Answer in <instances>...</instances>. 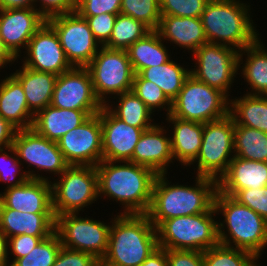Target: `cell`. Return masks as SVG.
I'll list each match as a JSON object with an SVG mask.
<instances>
[{
  "label": "cell",
  "instance_id": "6da1fadb",
  "mask_svg": "<svg viewBox=\"0 0 267 266\" xmlns=\"http://www.w3.org/2000/svg\"><path fill=\"white\" fill-rule=\"evenodd\" d=\"M95 168L98 174V196L119 201L124 208L120 214L147 213L157 177L153 170L129 161L106 160H102Z\"/></svg>",
  "mask_w": 267,
  "mask_h": 266
},
{
  "label": "cell",
  "instance_id": "7a4b0ae2",
  "mask_svg": "<svg viewBox=\"0 0 267 266\" xmlns=\"http://www.w3.org/2000/svg\"><path fill=\"white\" fill-rule=\"evenodd\" d=\"M166 174H158L152 189V199L146 215L155 226L179 216L207 212L214 205L217 180L196 175L195 186L173 185Z\"/></svg>",
  "mask_w": 267,
  "mask_h": 266
},
{
  "label": "cell",
  "instance_id": "3957f363",
  "mask_svg": "<svg viewBox=\"0 0 267 266\" xmlns=\"http://www.w3.org/2000/svg\"><path fill=\"white\" fill-rule=\"evenodd\" d=\"M118 214L100 266H140L159 248L156 228L146 214Z\"/></svg>",
  "mask_w": 267,
  "mask_h": 266
},
{
  "label": "cell",
  "instance_id": "277c9868",
  "mask_svg": "<svg viewBox=\"0 0 267 266\" xmlns=\"http://www.w3.org/2000/svg\"><path fill=\"white\" fill-rule=\"evenodd\" d=\"M214 208L216 215L222 213L224 218L223 223H217L219 244L250 252L259 259L267 247V221L232 196L218 190Z\"/></svg>",
  "mask_w": 267,
  "mask_h": 266
},
{
  "label": "cell",
  "instance_id": "5b68a950",
  "mask_svg": "<svg viewBox=\"0 0 267 266\" xmlns=\"http://www.w3.org/2000/svg\"><path fill=\"white\" fill-rule=\"evenodd\" d=\"M249 7L240 0H209L200 16L208 43L237 51L254 43L259 34Z\"/></svg>",
  "mask_w": 267,
  "mask_h": 266
},
{
  "label": "cell",
  "instance_id": "8992f818",
  "mask_svg": "<svg viewBox=\"0 0 267 266\" xmlns=\"http://www.w3.org/2000/svg\"><path fill=\"white\" fill-rule=\"evenodd\" d=\"M214 205L204 213L163 220L157 227L159 248L204 252L219 244ZM214 217V218H213Z\"/></svg>",
  "mask_w": 267,
  "mask_h": 266
},
{
  "label": "cell",
  "instance_id": "52a82bcc",
  "mask_svg": "<svg viewBox=\"0 0 267 266\" xmlns=\"http://www.w3.org/2000/svg\"><path fill=\"white\" fill-rule=\"evenodd\" d=\"M229 99L220 90L190 74L172 101L170 114L182 120L204 124L229 114Z\"/></svg>",
  "mask_w": 267,
  "mask_h": 266
},
{
  "label": "cell",
  "instance_id": "ba28073f",
  "mask_svg": "<svg viewBox=\"0 0 267 266\" xmlns=\"http://www.w3.org/2000/svg\"><path fill=\"white\" fill-rule=\"evenodd\" d=\"M58 177V181L51 182L52 206L56 217L83 212L84 207L87 208L99 197L95 166L69 165Z\"/></svg>",
  "mask_w": 267,
  "mask_h": 266
},
{
  "label": "cell",
  "instance_id": "9c48e42d",
  "mask_svg": "<svg viewBox=\"0 0 267 266\" xmlns=\"http://www.w3.org/2000/svg\"><path fill=\"white\" fill-rule=\"evenodd\" d=\"M233 140L234 120L230 114L204 123L201 148L197 158L191 163L197 162V175L218 181L235 155Z\"/></svg>",
  "mask_w": 267,
  "mask_h": 266
},
{
  "label": "cell",
  "instance_id": "30bf717a",
  "mask_svg": "<svg viewBox=\"0 0 267 266\" xmlns=\"http://www.w3.org/2000/svg\"><path fill=\"white\" fill-rule=\"evenodd\" d=\"M92 78L97 98L103 105L110 103L108 95L132 91L134 71L127 50L100 46L92 61L86 66Z\"/></svg>",
  "mask_w": 267,
  "mask_h": 266
},
{
  "label": "cell",
  "instance_id": "8fae6325",
  "mask_svg": "<svg viewBox=\"0 0 267 266\" xmlns=\"http://www.w3.org/2000/svg\"><path fill=\"white\" fill-rule=\"evenodd\" d=\"M78 214L65 213L56 217L55 231L62 247L90 253L101 261L108 249L111 225L89 217H78Z\"/></svg>",
  "mask_w": 267,
  "mask_h": 266
},
{
  "label": "cell",
  "instance_id": "7c38bea8",
  "mask_svg": "<svg viewBox=\"0 0 267 266\" xmlns=\"http://www.w3.org/2000/svg\"><path fill=\"white\" fill-rule=\"evenodd\" d=\"M238 55L236 49L222 45L206 43L194 53V69L190 74L224 93L228 98L234 78L238 74ZM196 68V69H195Z\"/></svg>",
  "mask_w": 267,
  "mask_h": 266
},
{
  "label": "cell",
  "instance_id": "4fadbf2b",
  "mask_svg": "<svg viewBox=\"0 0 267 266\" xmlns=\"http://www.w3.org/2000/svg\"><path fill=\"white\" fill-rule=\"evenodd\" d=\"M46 22L55 30L67 60L73 67H86L99 50L87 20L76 11L52 16Z\"/></svg>",
  "mask_w": 267,
  "mask_h": 266
},
{
  "label": "cell",
  "instance_id": "5bb4252c",
  "mask_svg": "<svg viewBox=\"0 0 267 266\" xmlns=\"http://www.w3.org/2000/svg\"><path fill=\"white\" fill-rule=\"evenodd\" d=\"M57 143L69 165L97 166L103 157L100 112L67 132Z\"/></svg>",
  "mask_w": 267,
  "mask_h": 266
},
{
  "label": "cell",
  "instance_id": "9a60e30c",
  "mask_svg": "<svg viewBox=\"0 0 267 266\" xmlns=\"http://www.w3.org/2000/svg\"><path fill=\"white\" fill-rule=\"evenodd\" d=\"M55 108L99 113L103 104L97 98L86 67H73L57 76L51 103Z\"/></svg>",
  "mask_w": 267,
  "mask_h": 266
},
{
  "label": "cell",
  "instance_id": "2e32d148",
  "mask_svg": "<svg viewBox=\"0 0 267 266\" xmlns=\"http://www.w3.org/2000/svg\"><path fill=\"white\" fill-rule=\"evenodd\" d=\"M12 146L21 163L35 166L37 170L61 175L69 166L58 143L38 134L33 128L17 130Z\"/></svg>",
  "mask_w": 267,
  "mask_h": 266
},
{
  "label": "cell",
  "instance_id": "e0dca14e",
  "mask_svg": "<svg viewBox=\"0 0 267 266\" xmlns=\"http://www.w3.org/2000/svg\"><path fill=\"white\" fill-rule=\"evenodd\" d=\"M46 22L35 8L0 9V40L6 52L16 61L21 49Z\"/></svg>",
  "mask_w": 267,
  "mask_h": 266
},
{
  "label": "cell",
  "instance_id": "ac0fdd59",
  "mask_svg": "<svg viewBox=\"0 0 267 266\" xmlns=\"http://www.w3.org/2000/svg\"><path fill=\"white\" fill-rule=\"evenodd\" d=\"M26 50V57L23 56L25 61H22L24 67L57 76L73 68L57 33L47 22L30 39Z\"/></svg>",
  "mask_w": 267,
  "mask_h": 266
},
{
  "label": "cell",
  "instance_id": "d6986e66",
  "mask_svg": "<svg viewBox=\"0 0 267 266\" xmlns=\"http://www.w3.org/2000/svg\"><path fill=\"white\" fill-rule=\"evenodd\" d=\"M102 126V160L130 161L135 146L145 130L126 124L117 118L107 106L100 110Z\"/></svg>",
  "mask_w": 267,
  "mask_h": 266
},
{
  "label": "cell",
  "instance_id": "ffe728a7",
  "mask_svg": "<svg viewBox=\"0 0 267 266\" xmlns=\"http://www.w3.org/2000/svg\"><path fill=\"white\" fill-rule=\"evenodd\" d=\"M0 207L25 213H54L50 180L28 179L0 193Z\"/></svg>",
  "mask_w": 267,
  "mask_h": 266
},
{
  "label": "cell",
  "instance_id": "44dd1931",
  "mask_svg": "<svg viewBox=\"0 0 267 266\" xmlns=\"http://www.w3.org/2000/svg\"><path fill=\"white\" fill-rule=\"evenodd\" d=\"M166 126L156 124L140 136L129 162L145 166L158 174H167L169 164L174 160L171 137L166 134ZM165 131V132H164ZM168 136V137H167Z\"/></svg>",
  "mask_w": 267,
  "mask_h": 266
},
{
  "label": "cell",
  "instance_id": "7402d4cb",
  "mask_svg": "<svg viewBox=\"0 0 267 266\" xmlns=\"http://www.w3.org/2000/svg\"><path fill=\"white\" fill-rule=\"evenodd\" d=\"M267 186V162L234 156L227 171L217 181L218 191L233 196L237 191Z\"/></svg>",
  "mask_w": 267,
  "mask_h": 266
},
{
  "label": "cell",
  "instance_id": "603a6c76",
  "mask_svg": "<svg viewBox=\"0 0 267 266\" xmlns=\"http://www.w3.org/2000/svg\"><path fill=\"white\" fill-rule=\"evenodd\" d=\"M54 213H25L0 207V230L8 237L16 235L50 236L55 232Z\"/></svg>",
  "mask_w": 267,
  "mask_h": 266
},
{
  "label": "cell",
  "instance_id": "cb8c5ba5",
  "mask_svg": "<svg viewBox=\"0 0 267 266\" xmlns=\"http://www.w3.org/2000/svg\"><path fill=\"white\" fill-rule=\"evenodd\" d=\"M92 115L94 114L91 111L61 109L48 105L34 115L32 128L45 138L57 142Z\"/></svg>",
  "mask_w": 267,
  "mask_h": 266
},
{
  "label": "cell",
  "instance_id": "d4e9b609",
  "mask_svg": "<svg viewBox=\"0 0 267 266\" xmlns=\"http://www.w3.org/2000/svg\"><path fill=\"white\" fill-rule=\"evenodd\" d=\"M162 40L170 41L192 54L203 44L208 43L200 17H176L161 15L156 30Z\"/></svg>",
  "mask_w": 267,
  "mask_h": 266
},
{
  "label": "cell",
  "instance_id": "484cf974",
  "mask_svg": "<svg viewBox=\"0 0 267 266\" xmlns=\"http://www.w3.org/2000/svg\"><path fill=\"white\" fill-rule=\"evenodd\" d=\"M34 115L20 82L12 74L1 79L0 116L19 130L32 128Z\"/></svg>",
  "mask_w": 267,
  "mask_h": 266
},
{
  "label": "cell",
  "instance_id": "4316f807",
  "mask_svg": "<svg viewBox=\"0 0 267 266\" xmlns=\"http://www.w3.org/2000/svg\"><path fill=\"white\" fill-rule=\"evenodd\" d=\"M173 124L171 130V150L174 160L183 166H190L197 158L203 136V123L182 120L169 114L166 118Z\"/></svg>",
  "mask_w": 267,
  "mask_h": 266
},
{
  "label": "cell",
  "instance_id": "83f0119b",
  "mask_svg": "<svg viewBox=\"0 0 267 266\" xmlns=\"http://www.w3.org/2000/svg\"><path fill=\"white\" fill-rule=\"evenodd\" d=\"M11 73L22 85L28 103V108L36 114L50 105L57 75L40 72L28 67Z\"/></svg>",
  "mask_w": 267,
  "mask_h": 266
},
{
  "label": "cell",
  "instance_id": "f1b7e54d",
  "mask_svg": "<svg viewBox=\"0 0 267 266\" xmlns=\"http://www.w3.org/2000/svg\"><path fill=\"white\" fill-rule=\"evenodd\" d=\"M243 54L247 56L245 63L242 60ZM238 69H241L244 80L251 86L249 90L252 88L251 92L247 91L246 94L267 96V48L260 37L239 51Z\"/></svg>",
  "mask_w": 267,
  "mask_h": 266
},
{
  "label": "cell",
  "instance_id": "f546056e",
  "mask_svg": "<svg viewBox=\"0 0 267 266\" xmlns=\"http://www.w3.org/2000/svg\"><path fill=\"white\" fill-rule=\"evenodd\" d=\"M163 43L160 34L156 30H152L127 49L135 74H139L143 69L159 66L170 60L168 50Z\"/></svg>",
  "mask_w": 267,
  "mask_h": 266
},
{
  "label": "cell",
  "instance_id": "4dcf8cb0",
  "mask_svg": "<svg viewBox=\"0 0 267 266\" xmlns=\"http://www.w3.org/2000/svg\"><path fill=\"white\" fill-rule=\"evenodd\" d=\"M229 114L234 125L267 133V96L245 94L240 98L229 99Z\"/></svg>",
  "mask_w": 267,
  "mask_h": 266
},
{
  "label": "cell",
  "instance_id": "1f68e13d",
  "mask_svg": "<svg viewBox=\"0 0 267 266\" xmlns=\"http://www.w3.org/2000/svg\"><path fill=\"white\" fill-rule=\"evenodd\" d=\"M144 79L158 85L167 98L172 102L179 94L190 69L177 64L173 59L159 65L143 69L139 73Z\"/></svg>",
  "mask_w": 267,
  "mask_h": 266
},
{
  "label": "cell",
  "instance_id": "d6a6232c",
  "mask_svg": "<svg viewBox=\"0 0 267 266\" xmlns=\"http://www.w3.org/2000/svg\"><path fill=\"white\" fill-rule=\"evenodd\" d=\"M116 98L119 100L117 104L118 106L116 105L114 108L113 104L110 105L109 103L105 106H107L117 118L132 127L152 128L155 126L156 123H151L153 121L151 119L153 112H151L133 91L122 93L113 99Z\"/></svg>",
  "mask_w": 267,
  "mask_h": 266
},
{
  "label": "cell",
  "instance_id": "836d02e7",
  "mask_svg": "<svg viewBox=\"0 0 267 266\" xmlns=\"http://www.w3.org/2000/svg\"><path fill=\"white\" fill-rule=\"evenodd\" d=\"M234 156L267 162V133L243 125H234Z\"/></svg>",
  "mask_w": 267,
  "mask_h": 266
},
{
  "label": "cell",
  "instance_id": "e575fe53",
  "mask_svg": "<svg viewBox=\"0 0 267 266\" xmlns=\"http://www.w3.org/2000/svg\"><path fill=\"white\" fill-rule=\"evenodd\" d=\"M150 31L152 30L143 22L119 13L115 19L111 37L104 46L109 49L127 50Z\"/></svg>",
  "mask_w": 267,
  "mask_h": 266
},
{
  "label": "cell",
  "instance_id": "d590c367",
  "mask_svg": "<svg viewBox=\"0 0 267 266\" xmlns=\"http://www.w3.org/2000/svg\"><path fill=\"white\" fill-rule=\"evenodd\" d=\"M21 164L23 165V163L18 160L17 153L15 152L13 146L0 149V182L8 183L5 189L20 186L28 179H41L48 181L49 177L45 178V176H40L39 173H34L36 171L32 169L31 171L30 169L29 171H23L22 167L20 168ZM19 171H22V173Z\"/></svg>",
  "mask_w": 267,
  "mask_h": 266
},
{
  "label": "cell",
  "instance_id": "8d00e7d4",
  "mask_svg": "<svg viewBox=\"0 0 267 266\" xmlns=\"http://www.w3.org/2000/svg\"><path fill=\"white\" fill-rule=\"evenodd\" d=\"M204 266H260L250 252L222 244L203 252Z\"/></svg>",
  "mask_w": 267,
  "mask_h": 266
},
{
  "label": "cell",
  "instance_id": "74e56055",
  "mask_svg": "<svg viewBox=\"0 0 267 266\" xmlns=\"http://www.w3.org/2000/svg\"><path fill=\"white\" fill-rule=\"evenodd\" d=\"M62 247L57 232L42 239L25 257L16 259L9 266H53Z\"/></svg>",
  "mask_w": 267,
  "mask_h": 266
},
{
  "label": "cell",
  "instance_id": "f35d334b",
  "mask_svg": "<svg viewBox=\"0 0 267 266\" xmlns=\"http://www.w3.org/2000/svg\"><path fill=\"white\" fill-rule=\"evenodd\" d=\"M120 13L143 22L151 30H157L160 23V0H121Z\"/></svg>",
  "mask_w": 267,
  "mask_h": 266
},
{
  "label": "cell",
  "instance_id": "ab89813d",
  "mask_svg": "<svg viewBox=\"0 0 267 266\" xmlns=\"http://www.w3.org/2000/svg\"><path fill=\"white\" fill-rule=\"evenodd\" d=\"M132 91L145 103L151 112L154 113L159 108L167 111L166 116L171 113L172 102L163 93L162 89L155 83L144 79L140 74L134 75Z\"/></svg>",
  "mask_w": 267,
  "mask_h": 266
},
{
  "label": "cell",
  "instance_id": "60d3db41",
  "mask_svg": "<svg viewBox=\"0 0 267 266\" xmlns=\"http://www.w3.org/2000/svg\"><path fill=\"white\" fill-rule=\"evenodd\" d=\"M209 0H160L161 15L200 17Z\"/></svg>",
  "mask_w": 267,
  "mask_h": 266
},
{
  "label": "cell",
  "instance_id": "b9f144b4",
  "mask_svg": "<svg viewBox=\"0 0 267 266\" xmlns=\"http://www.w3.org/2000/svg\"><path fill=\"white\" fill-rule=\"evenodd\" d=\"M232 197L267 221V186L239 190Z\"/></svg>",
  "mask_w": 267,
  "mask_h": 266
},
{
  "label": "cell",
  "instance_id": "7bdbcfd3",
  "mask_svg": "<svg viewBox=\"0 0 267 266\" xmlns=\"http://www.w3.org/2000/svg\"><path fill=\"white\" fill-rule=\"evenodd\" d=\"M118 14L102 13L97 16H81L85 18L95 40L104 46L110 39L114 22Z\"/></svg>",
  "mask_w": 267,
  "mask_h": 266
},
{
  "label": "cell",
  "instance_id": "ee69618b",
  "mask_svg": "<svg viewBox=\"0 0 267 266\" xmlns=\"http://www.w3.org/2000/svg\"><path fill=\"white\" fill-rule=\"evenodd\" d=\"M121 0H77L76 12L80 16H97L102 13L119 14Z\"/></svg>",
  "mask_w": 267,
  "mask_h": 266
},
{
  "label": "cell",
  "instance_id": "f6af8a7d",
  "mask_svg": "<svg viewBox=\"0 0 267 266\" xmlns=\"http://www.w3.org/2000/svg\"><path fill=\"white\" fill-rule=\"evenodd\" d=\"M53 266H100V261L90 253L61 247Z\"/></svg>",
  "mask_w": 267,
  "mask_h": 266
},
{
  "label": "cell",
  "instance_id": "bcb514c9",
  "mask_svg": "<svg viewBox=\"0 0 267 266\" xmlns=\"http://www.w3.org/2000/svg\"><path fill=\"white\" fill-rule=\"evenodd\" d=\"M48 236H30V235H16L8 238V250L11 252L8 254L14 255L11 264L18 258L25 257L29 254L33 248L42 240Z\"/></svg>",
  "mask_w": 267,
  "mask_h": 266
},
{
  "label": "cell",
  "instance_id": "7dc6e473",
  "mask_svg": "<svg viewBox=\"0 0 267 266\" xmlns=\"http://www.w3.org/2000/svg\"><path fill=\"white\" fill-rule=\"evenodd\" d=\"M167 266H204L203 252L196 250H167Z\"/></svg>",
  "mask_w": 267,
  "mask_h": 266
},
{
  "label": "cell",
  "instance_id": "c3c4849f",
  "mask_svg": "<svg viewBox=\"0 0 267 266\" xmlns=\"http://www.w3.org/2000/svg\"><path fill=\"white\" fill-rule=\"evenodd\" d=\"M38 2H40L39 8L36 5ZM34 5L35 9L48 19L55 15L74 12L77 0H34Z\"/></svg>",
  "mask_w": 267,
  "mask_h": 266
},
{
  "label": "cell",
  "instance_id": "681fc988",
  "mask_svg": "<svg viewBox=\"0 0 267 266\" xmlns=\"http://www.w3.org/2000/svg\"><path fill=\"white\" fill-rule=\"evenodd\" d=\"M17 130L9 121L0 116V149L12 146Z\"/></svg>",
  "mask_w": 267,
  "mask_h": 266
},
{
  "label": "cell",
  "instance_id": "f907efd6",
  "mask_svg": "<svg viewBox=\"0 0 267 266\" xmlns=\"http://www.w3.org/2000/svg\"><path fill=\"white\" fill-rule=\"evenodd\" d=\"M140 266H167V250L158 248Z\"/></svg>",
  "mask_w": 267,
  "mask_h": 266
},
{
  "label": "cell",
  "instance_id": "816d5d0a",
  "mask_svg": "<svg viewBox=\"0 0 267 266\" xmlns=\"http://www.w3.org/2000/svg\"><path fill=\"white\" fill-rule=\"evenodd\" d=\"M35 8L34 0H0V9Z\"/></svg>",
  "mask_w": 267,
  "mask_h": 266
},
{
  "label": "cell",
  "instance_id": "f5cc1de1",
  "mask_svg": "<svg viewBox=\"0 0 267 266\" xmlns=\"http://www.w3.org/2000/svg\"><path fill=\"white\" fill-rule=\"evenodd\" d=\"M9 252L8 237L0 230V266H9Z\"/></svg>",
  "mask_w": 267,
  "mask_h": 266
},
{
  "label": "cell",
  "instance_id": "db71d44e",
  "mask_svg": "<svg viewBox=\"0 0 267 266\" xmlns=\"http://www.w3.org/2000/svg\"><path fill=\"white\" fill-rule=\"evenodd\" d=\"M13 62L15 60L6 52L0 40V69L4 68L5 65L7 67L8 63L12 64Z\"/></svg>",
  "mask_w": 267,
  "mask_h": 266
}]
</instances>
